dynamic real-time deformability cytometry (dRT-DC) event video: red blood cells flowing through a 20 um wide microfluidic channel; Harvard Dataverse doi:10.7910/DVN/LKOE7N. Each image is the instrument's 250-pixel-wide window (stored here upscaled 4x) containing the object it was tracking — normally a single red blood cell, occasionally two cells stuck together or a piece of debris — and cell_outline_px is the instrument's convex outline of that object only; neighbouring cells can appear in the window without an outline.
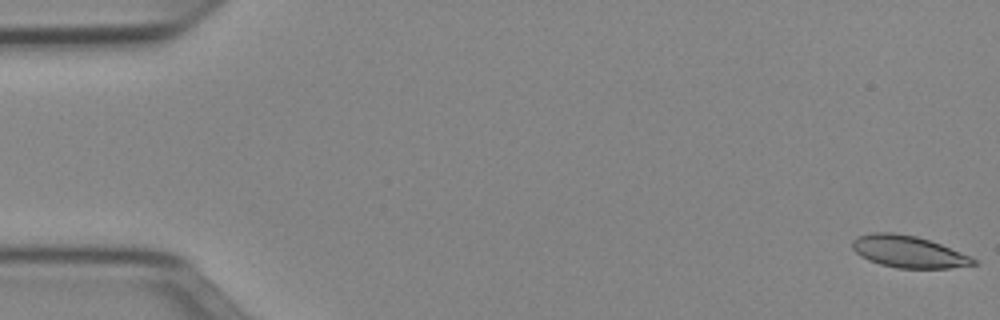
{"species": "Egyptian fruit bat (a non-hibernating species)", "species_latin": "Rousettus aegyptiacus", "temperature_condition": "cold", "stored_images_in_passage": 52, "camera_frame_rate_fps": 3000, "um_per_image_px": 0.085, "animal": {"sex": "female"}, "frame": {"image": 1, "passage_image": 1, "time_ms": 0.0, "image_size_px": [1000, 320], "cell_outline_px": [[976, 264], [948, 268], [896, 268], [880, 264], [868, 260], [860, 256], [852, 248], [852, 240], [856, 236], [872, 232], [892, 232], [916, 236], [940, 244], [972, 256], [976, 260]], "centroid_in_image_um": [77.18, 21.39], "position_along_channel_um": 7.8, "area_um2": 22.54}}
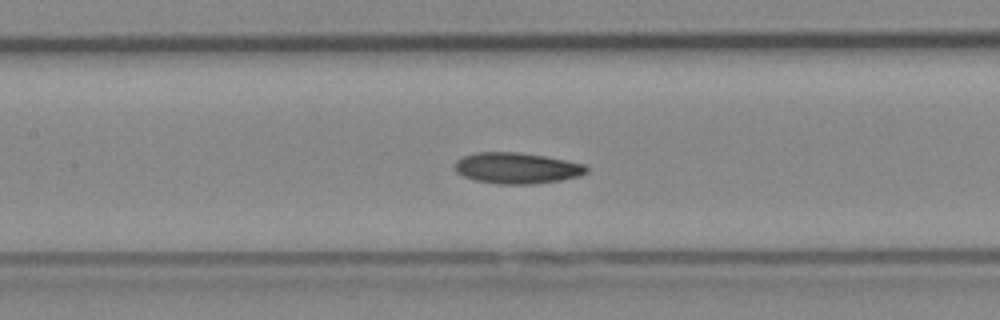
{"frame": {"image": 2, "passage_image": 24, "time_ms": 7.667, "image_size_px": [1000, 320], "cell_outline_px": [[588, 172], [580, 176], [560, 180], [532, 184], [496, 184], [476, 180], [464, 176], [456, 172], [456, 160], [464, 156], [476, 152], [516, 152], [544, 156], [584, 164], [588, 168]], "centroid_in_image_um": [43.94, 14.29], "position_along_channel_um": 163.5, "area_um2": 23.64}}
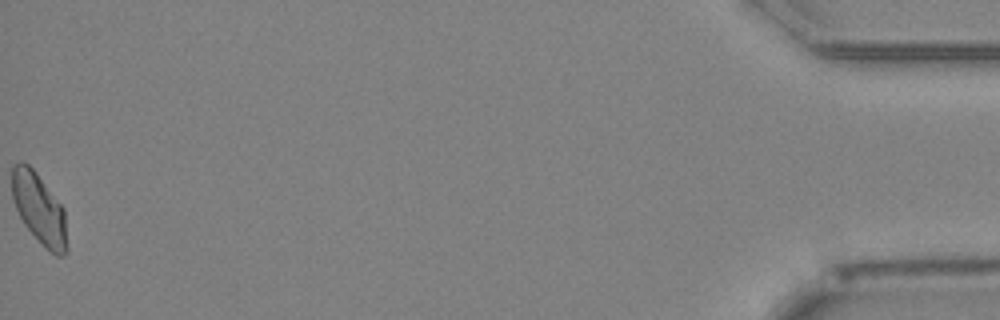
{"frame": {"image": 3, "passage_image": 52, "time_ms": 17.0, "image_size_px": [1000, 320], "cell_outline_px": [[68, 252], [64, 256], [56, 256], [44, 248], [24, 224], [16, 208], [12, 196], [12, 168], [20, 160], [24, 160], [36, 172], [64, 208], [68, 248]], "centroid_in_image_um": [3.35, 17.78], "position_along_channel_um": 431.8, "area_um2": 22.89}, "authors_computed_cell_mechanics": {"area_um2": 22.9177, "velocity_mm_per_s": 3.9377, "shape_relaxation_time_tau1_ms": null, "shape_relaxation_time_tau2_ms": 6.8779, "deformation_change_tau1": null, "deformation_change_tau2": 0.1491}}